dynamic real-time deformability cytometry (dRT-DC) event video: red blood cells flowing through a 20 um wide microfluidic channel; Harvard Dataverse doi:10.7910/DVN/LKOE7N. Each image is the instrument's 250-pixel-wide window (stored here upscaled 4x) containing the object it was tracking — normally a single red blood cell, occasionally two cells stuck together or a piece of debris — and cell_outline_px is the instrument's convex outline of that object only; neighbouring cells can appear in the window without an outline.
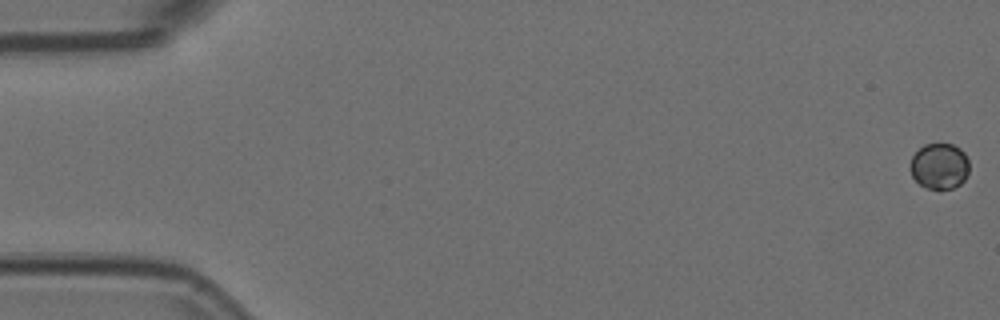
{"species": "Egyptian fruit bat (a non-hibernating species)", "species_latin": "Rousettus aegyptiacus", "temperature_condition": "room temperature", "stored_images_in_passage": 22, "camera_frame_rate_fps": 3000, "um_per_image_px": 0.085, "animal": {"sex": "female"}, "frame": {"image": 1, "passage_image": 1, "time_ms": 0.0, "image_size_px": [1000, 320], "cell_outline_px": [[968, 172], [964, 180], [960, 184], [952, 188], [928, 188], [920, 184], [912, 176], [908, 168], [908, 164], [912, 156], [924, 144], [952, 144], [960, 148], [964, 152], [968, 160]], "centroid_in_image_um": [79.82, 14.1], "position_along_channel_um": 5.2, "area_um2": 15.78}}
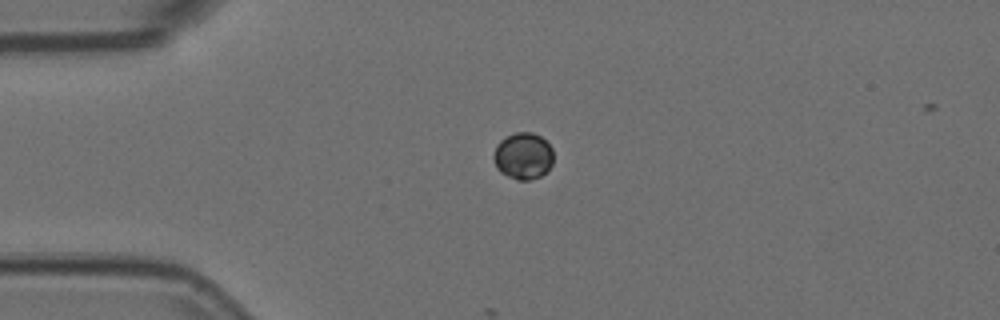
{"frame": {"image": 2, "passage_image": 14, "time_ms": 4.333, "image_size_px": [1000, 320], "cell_outline_px": [[552, 164], [540, 176], [528, 180], [516, 180], [500, 172], [496, 168], [492, 156], [496, 144], [504, 136], [516, 132], [532, 132], [540, 136], [552, 148]], "centroid_in_image_um": [44.42, 13.24], "position_along_channel_um": 40.6, "area_um2": 16.36}}
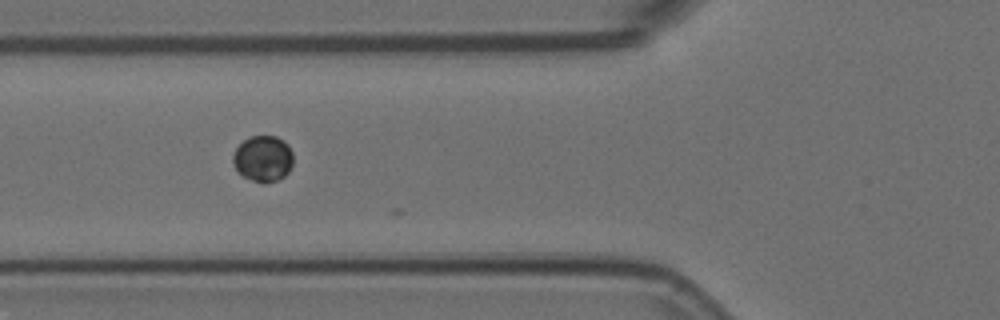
{"frame": {"image": 3, "passage_image": 21, "time_ms": 6.667, "image_size_px": [1000, 320], "cell_outline_px": [[292, 164], [288, 172], [284, 176], [276, 180], [252, 180], [244, 176], [236, 168], [232, 160], [232, 156], [236, 148], [244, 140], [252, 136], [276, 136], [284, 140], [288, 144], [292, 152]], "centroid_in_image_um": [22.37, 13.43], "position_along_channel_um": 103.4, "area_um2": 15.72}}